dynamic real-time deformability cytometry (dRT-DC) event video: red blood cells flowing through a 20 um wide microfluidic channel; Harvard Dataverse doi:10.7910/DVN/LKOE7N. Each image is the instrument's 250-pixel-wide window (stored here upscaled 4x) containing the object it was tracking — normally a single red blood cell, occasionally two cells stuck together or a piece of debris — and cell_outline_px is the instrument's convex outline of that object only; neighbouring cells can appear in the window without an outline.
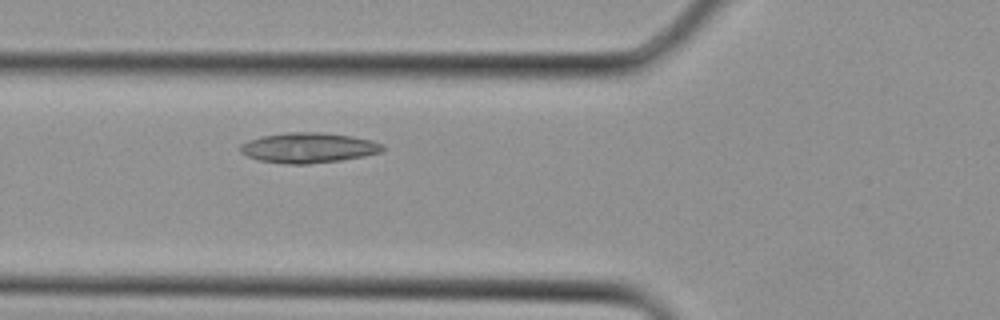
{"species": "Egyptian fruit bat (a non-hibernating species)", "species_latin": "Rousettus aegyptiacus", "temperature_condition": "cold", "stored_images_in_passage": 3, "camera_frame_rate_fps": 3000, "um_per_image_px": 0.085, "animal": {"sex": "female"}, "frame": {"image": 1, "passage_image": 3, "time_ms": 0.667, "image_size_px": [1000, 320], "cell_outline_px": [[384, 152], [364, 156], [340, 160], [308, 164], [288, 164], [260, 160], [248, 156], [240, 152], [240, 144], [248, 140], [260, 136], [284, 132], [320, 132], [352, 136], [372, 140], [384, 144]], "centroid_in_image_um": [26.23, 12.55], "position_along_channel_um": 99.6, "area_um2": 25.2}}